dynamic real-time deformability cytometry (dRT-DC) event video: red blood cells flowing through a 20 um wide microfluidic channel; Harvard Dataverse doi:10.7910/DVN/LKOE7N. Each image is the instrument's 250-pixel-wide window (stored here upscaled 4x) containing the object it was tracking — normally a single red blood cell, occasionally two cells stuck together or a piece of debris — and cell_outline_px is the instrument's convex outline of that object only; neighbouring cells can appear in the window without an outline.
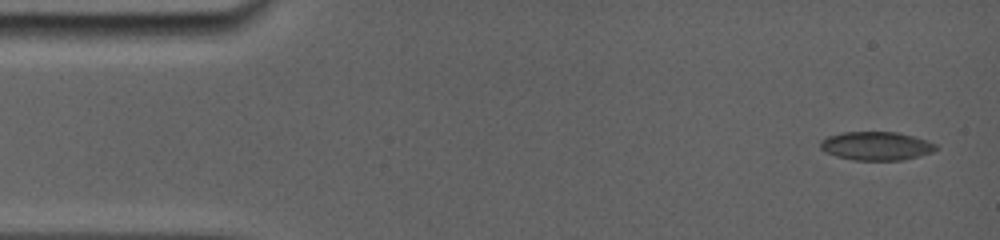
{"species": "common noctule bat (a hibernating species)", "species_latin": "Nyctalus noctula", "temperature_condition": "room temperature", "stored_images_in_passage": 4, "camera_frame_rate_fps": 5000, "um_per_image_px": 0.085, "animal": {"sex": "female", "body_mass_g": 19.0, "forearm_length_mm": 56.7}, "frame": {"image": 1, "passage_image": 1, "time_ms": 0.0, "image_size_px": [1000, 240], "cell_outline_px": [[936, 148], [932, 152], [904, 160], [852, 160], [836, 156], [824, 152], [820, 148], [820, 140], [828, 136], [840, 132], [896, 132], [916, 136], [936, 144]], "centroid_in_image_um": [74.45, 12.4], "position_along_channel_um": 10.6, "area_um2": 19.36}}
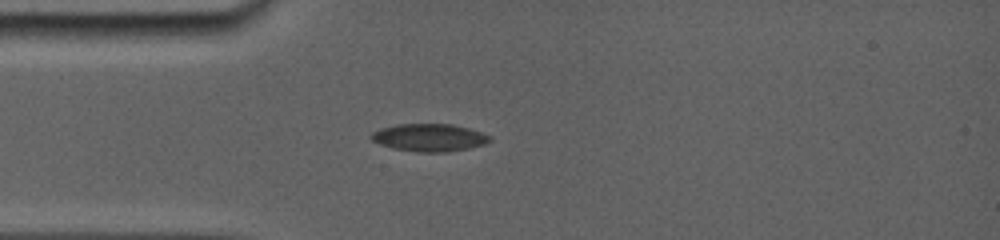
{"frame": {"image": 2, "passage_image": 4, "time_ms": 3.6, "image_size_px": [1000, 240], "cell_outline_px": [[492, 140], [484, 144], [468, 148], [448, 152], [416, 152], [392, 148], [380, 144], [372, 140], [368, 136], [372, 132], [380, 128], [396, 124], [452, 124], [468, 128], [492, 136]], "centroid_in_image_um": [36.47, 11.69], "position_along_channel_um": 48.5, "area_um2": 19.19}}